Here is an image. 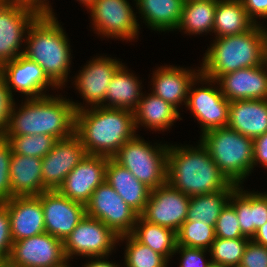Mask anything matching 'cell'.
<instances>
[{
	"instance_id": "cell-9",
	"label": "cell",
	"mask_w": 267,
	"mask_h": 267,
	"mask_svg": "<svg viewBox=\"0 0 267 267\" xmlns=\"http://www.w3.org/2000/svg\"><path fill=\"white\" fill-rule=\"evenodd\" d=\"M119 236L102 221L85 216L63 241L67 261L76 256H109L118 243Z\"/></svg>"
},
{
	"instance_id": "cell-47",
	"label": "cell",
	"mask_w": 267,
	"mask_h": 267,
	"mask_svg": "<svg viewBox=\"0 0 267 267\" xmlns=\"http://www.w3.org/2000/svg\"><path fill=\"white\" fill-rule=\"evenodd\" d=\"M106 256H98V257H91V261H89L88 263H86V265L84 264V267H119V265H117L116 263H110L109 261L105 260ZM94 260H93V259ZM104 259V260H102Z\"/></svg>"
},
{
	"instance_id": "cell-42",
	"label": "cell",
	"mask_w": 267,
	"mask_h": 267,
	"mask_svg": "<svg viewBox=\"0 0 267 267\" xmlns=\"http://www.w3.org/2000/svg\"><path fill=\"white\" fill-rule=\"evenodd\" d=\"M14 95L10 93L4 76L0 72V136L3 135L7 128L9 115L15 103Z\"/></svg>"
},
{
	"instance_id": "cell-21",
	"label": "cell",
	"mask_w": 267,
	"mask_h": 267,
	"mask_svg": "<svg viewBox=\"0 0 267 267\" xmlns=\"http://www.w3.org/2000/svg\"><path fill=\"white\" fill-rule=\"evenodd\" d=\"M2 203L10 217L13 242L46 232L42 204L38 196H15Z\"/></svg>"
},
{
	"instance_id": "cell-16",
	"label": "cell",
	"mask_w": 267,
	"mask_h": 267,
	"mask_svg": "<svg viewBox=\"0 0 267 267\" xmlns=\"http://www.w3.org/2000/svg\"><path fill=\"white\" fill-rule=\"evenodd\" d=\"M87 152L80 138L57 140L52 150L42 158V179L45 190H58L66 176L85 158Z\"/></svg>"
},
{
	"instance_id": "cell-33",
	"label": "cell",
	"mask_w": 267,
	"mask_h": 267,
	"mask_svg": "<svg viewBox=\"0 0 267 267\" xmlns=\"http://www.w3.org/2000/svg\"><path fill=\"white\" fill-rule=\"evenodd\" d=\"M217 1H184L181 20L177 29L185 30V33L189 35L213 32Z\"/></svg>"
},
{
	"instance_id": "cell-20",
	"label": "cell",
	"mask_w": 267,
	"mask_h": 267,
	"mask_svg": "<svg viewBox=\"0 0 267 267\" xmlns=\"http://www.w3.org/2000/svg\"><path fill=\"white\" fill-rule=\"evenodd\" d=\"M216 83L224 97L229 101L267 99V68L265 64L257 67L239 69L219 76Z\"/></svg>"
},
{
	"instance_id": "cell-40",
	"label": "cell",
	"mask_w": 267,
	"mask_h": 267,
	"mask_svg": "<svg viewBox=\"0 0 267 267\" xmlns=\"http://www.w3.org/2000/svg\"><path fill=\"white\" fill-rule=\"evenodd\" d=\"M10 217L6 206L0 202V264L8 263L12 250Z\"/></svg>"
},
{
	"instance_id": "cell-6",
	"label": "cell",
	"mask_w": 267,
	"mask_h": 267,
	"mask_svg": "<svg viewBox=\"0 0 267 267\" xmlns=\"http://www.w3.org/2000/svg\"><path fill=\"white\" fill-rule=\"evenodd\" d=\"M200 142L226 178L242 186L254 168L253 139L228 127L201 134Z\"/></svg>"
},
{
	"instance_id": "cell-24",
	"label": "cell",
	"mask_w": 267,
	"mask_h": 267,
	"mask_svg": "<svg viewBox=\"0 0 267 267\" xmlns=\"http://www.w3.org/2000/svg\"><path fill=\"white\" fill-rule=\"evenodd\" d=\"M227 127L252 139L265 134L267 99L231 101Z\"/></svg>"
},
{
	"instance_id": "cell-46",
	"label": "cell",
	"mask_w": 267,
	"mask_h": 267,
	"mask_svg": "<svg viewBox=\"0 0 267 267\" xmlns=\"http://www.w3.org/2000/svg\"><path fill=\"white\" fill-rule=\"evenodd\" d=\"M21 5L31 8L39 15H53L52 7L47 0H16ZM51 7V8H50Z\"/></svg>"
},
{
	"instance_id": "cell-31",
	"label": "cell",
	"mask_w": 267,
	"mask_h": 267,
	"mask_svg": "<svg viewBox=\"0 0 267 267\" xmlns=\"http://www.w3.org/2000/svg\"><path fill=\"white\" fill-rule=\"evenodd\" d=\"M132 235L142 244L164 256L168 261L177 248V233L172 229L152 224L138 216Z\"/></svg>"
},
{
	"instance_id": "cell-28",
	"label": "cell",
	"mask_w": 267,
	"mask_h": 267,
	"mask_svg": "<svg viewBox=\"0 0 267 267\" xmlns=\"http://www.w3.org/2000/svg\"><path fill=\"white\" fill-rule=\"evenodd\" d=\"M121 65L107 86L103 107L134 111L141 100V84L133 73ZM109 102V103H107Z\"/></svg>"
},
{
	"instance_id": "cell-41",
	"label": "cell",
	"mask_w": 267,
	"mask_h": 267,
	"mask_svg": "<svg viewBox=\"0 0 267 267\" xmlns=\"http://www.w3.org/2000/svg\"><path fill=\"white\" fill-rule=\"evenodd\" d=\"M241 267H267V247L249 240L242 260Z\"/></svg>"
},
{
	"instance_id": "cell-50",
	"label": "cell",
	"mask_w": 267,
	"mask_h": 267,
	"mask_svg": "<svg viewBox=\"0 0 267 267\" xmlns=\"http://www.w3.org/2000/svg\"><path fill=\"white\" fill-rule=\"evenodd\" d=\"M264 64L267 68V42H266V46H265V52H264Z\"/></svg>"
},
{
	"instance_id": "cell-1",
	"label": "cell",
	"mask_w": 267,
	"mask_h": 267,
	"mask_svg": "<svg viewBox=\"0 0 267 267\" xmlns=\"http://www.w3.org/2000/svg\"><path fill=\"white\" fill-rule=\"evenodd\" d=\"M75 113V134L80 138L88 155L113 158L119 149L134 138L136 127L130 110L87 108L72 101Z\"/></svg>"
},
{
	"instance_id": "cell-29",
	"label": "cell",
	"mask_w": 267,
	"mask_h": 267,
	"mask_svg": "<svg viewBox=\"0 0 267 267\" xmlns=\"http://www.w3.org/2000/svg\"><path fill=\"white\" fill-rule=\"evenodd\" d=\"M146 25L157 31H173L179 26L184 0H134Z\"/></svg>"
},
{
	"instance_id": "cell-43",
	"label": "cell",
	"mask_w": 267,
	"mask_h": 267,
	"mask_svg": "<svg viewBox=\"0 0 267 267\" xmlns=\"http://www.w3.org/2000/svg\"><path fill=\"white\" fill-rule=\"evenodd\" d=\"M206 251L208 250L177 246L175 253L181 254L179 267H207L211 261L204 258Z\"/></svg>"
},
{
	"instance_id": "cell-51",
	"label": "cell",
	"mask_w": 267,
	"mask_h": 267,
	"mask_svg": "<svg viewBox=\"0 0 267 267\" xmlns=\"http://www.w3.org/2000/svg\"><path fill=\"white\" fill-rule=\"evenodd\" d=\"M207 267H227V266H223L221 264H216V263L210 262V264Z\"/></svg>"
},
{
	"instance_id": "cell-14",
	"label": "cell",
	"mask_w": 267,
	"mask_h": 267,
	"mask_svg": "<svg viewBox=\"0 0 267 267\" xmlns=\"http://www.w3.org/2000/svg\"><path fill=\"white\" fill-rule=\"evenodd\" d=\"M190 197L168 182L151 190L143 213L149 223L172 229L176 233L186 221Z\"/></svg>"
},
{
	"instance_id": "cell-26",
	"label": "cell",
	"mask_w": 267,
	"mask_h": 267,
	"mask_svg": "<svg viewBox=\"0 0 267 267\" xmlns=\"http://www.w3.org/2000/svg\"><path fill=\"white\" fill-rule=\"evenodd\" d=\"M11 198L38 196L46 191L42 179V158L12 153L10 162Z\"/></svg>"
},
{
	"instance_id": "cell-17",
	"label": "cell",
	"mask_w": 267,
	"mask_h": 267,
	"mask_svg": "<svg viewBox=\"0 0 267 267\" xmlns=\"http://www.w3.org/2000/svg\"><path fill=\"white\" fill-rule=\"evenodd\" d=\"M108 157L86 155L66 176L58 191L72 201L86 205L94 190L105 181Z\"/></svg>"
},
{
	"instance_id": "cell-23",
	"label": "cell",
	"mask_w": 267,
	"mask_h": 267,
	"mask_svg": "<svg viewBox=\"0 0 267 267\" xmlns=\"http://www.w3.org/2000/svg\"><path fill=\"white\" fill-rule=\"evenodd\" d=\"M240 185L232 192L229 203L234 207L242 235L252 239L259 227L267 222L266 192L243 191Z\"/></svg>"
},
{
	"instance_id": "cell-10",
	"label": "cell",
	"mask_w": 267,
	"mask_h": 267,
	"mask_svg": "<svg viewBox=\"0 0 267 267\" xmlns=\"http://www.w3.org/2000/svg\"><path fill=\"white\" fill-rule=\"evenodd\" d=\"M85 209L118 236L132 234L139 216L106 181L94 190Z\"/></svg>"
},
{
	"instance_id": "cell-3",
	"label": "cell",
	"mask_w": 267,
	"mask_h": 267,
	"mask_svg": "<svg viewBox=\"0 0 267 267\" xmlns=\"http://www.w3.org/2000/svg\"><path fill=\"white\" fill-rule=\"evenodd\" d=\"M167 182L189 197L225 190L232 184L201 142L196 148L168 147Z\"/></svg>"
},
{
	"instance_id": "cell-36",
	"label": "cell",
	"mask_w": 267,
	"mask_h": 267,
	"mask_svg": "<svg viewBox=\"0 0 267 267\" xmlns=\"http://www.w3.org/2000/svg\"><path fill=\"white\" fill-rule=\"evenodd\" d=\"M249 240L248 238L224 239L216 237L208 249L212 257L210 261L227 267L239 266Z\"/></svg>"
},
{
	"instance_id": "cell-27",
	"label": "cell",
	"mask_w": 267,
	"mask_h": 267,
	"mask_svg": "<svg viewBox=\"0 0 267 267\" xmlns=\"http://www.w3.org/2000/svg\"><path fill=\"white\" fill-rule=\"evenodd\" d=\"M143 96L144 94L133 111L136 130L141 124L154 131H164L171 128L175 120L179 119L178 109L164 99L153 93Z\"/></svg>"
},
{
	"instance_id": "cell-39",
	"label": "cell",
	"mask_w": 267,
	"mask_h": 267,
	"mask_svg": "<svg viewBox=\"0 0 267 267\" xmlns=\"http://www.w3.org/2000/svg\"><path fill=\"white\" fill-rule=\"evenodd\" d=\"M12 146L0 136V202L11 199L10 162Z\"/></svg>"
},
{
	"instance_id": "cell-54",
	"label": "cell",
	"mask_w": 267,
	"mask_h": 267,
	"mask_svg": "<svg viewBox=\"0 0 267 267\" xmlns=\"http://www.w3.org/2000/svg\"><path fill=\"white\" fill-rule=\"evenodd\" d=\"M16 0H0V2H14Z\"/></svg>"
},
{
	"instance_id": "cell-18",
	"label": "cell",
	"mask_w": 267,
	"mask_h": 267,
	"mask_svg": "<svg viewBox=\"0 0 267 267\" xmlns=\"http://www.w3.org/2000/svg\"><path fill=\"white\" fill-rule=\"evenodd\" d=\"M0 72L11 94L12 90H16L27 98H39L46 96L44 90L47 89L45 88L49 86L58 88L47 77L40 65L24 55L3 63L0 66Z\"/></svg>"
},
{
	"instance_id": "cell-53",
	"label": "cell",
	"mask_w": 267,
	"mask_h": 267,
	"mask_svg": "<svg viewBox=\"0 0 267 267\" xmlns=\"http://www.w3.org/2000/svg\"><path fill=\"white\" fill-rule=\"evenodd\" d=\"M68 261H66L63 265L59 266V267H70V265L67 264Z\"/></svg>"
},
{
	"instance_id": "cell-35",
	"label": "cell",
	"mask_w": 267,
	"mask_h": 267,
	"mask_svg": "<svg viewBox=\"0 0 267 267\" xmlns=\"http://www.w3.org/2000/svg\"><path fill=\"white\" fill-rule=\"evenodd\" d=\"M215 238L214 226L186 220L177 232V246L208 250Z\"/></svg>"
},
{
	"instance_id": "cell-5",
	"label": "cell",
	"mask_w": 267,
	"mask_h": 267,
	"mask_svg": "<svg viewBox=\"0 0 267 267\" xmlns=\"http://www.w3.org/2000/svg\"><path fill=\"white\" fill-rule=\"evenodd\" d=\"M25 37L28 46L23 55L40 65L58 89L64 86L70 72L71 49L55 15H39Z\"/></svg>"
},
{
	"instance_id": "cell-32",
	"label": "cell",
	"mask_w": 267,
	"mask_h": 267,
	"mask_svg": "<svg viewBox=\"0 0 267 267\" xmlns=\"http://www.w3.org/2000/svg\"><path fill=\"white\" fill-rule=\"evenodd\" d=\"M237 185L232 183L227 189L210 194L191 196L186 220L201 221L215 227L222 209L229 202Z\"/></svg>"
},
{
	"instance_id": "cell-15",
	"label": "cell",
	"mask_w": 267,
	"mask_h": 267,
	"mask_svg": "<svg viewBox=\"0 0 267 267\" xmlns=\"http://www.w3.org/2000/svg\"><path fill=\"white\" fill-rule=\"evenodd\" d=\"M43 209L45 231L64 241L85 216V205L72 201L58 190L38 195Z\"/></svg>"
},
{
	"instance_id": "cell-25",
	"label": "cell",
	"mask_w": 267,
	"mask_h": 267,
	"mask_svg": "<svg viewBox=\"0 0 267 267\" xmlns=\"http://www.w3.org/2000/svg\"><path fill=\"white\" fill-rule=\"evenodd\" d=\"M105 181L139 216L143 213L151 189L135 178L128 169L122 167L113 158L108 159Z\"/></svg>"
},
{
	"instance_id": "cell-19",
	"label": "cell",
	"mask_w": 267,
	"mask_h": 267,
	"mask_svg": "<svg viewBox=\"0 0 267 267\" xmlns=\"http://www.w3.org/2000/svg\"><path fill=\"white\" fill-rule=\"evenodd\" d=\"M120 61L110 57L98 56L93 58L75 76L76 89L82 98L91 107L103 106L106 96L107 86L122 65Z\"/></svg>"
},
{
	"instance_id": "cell-44",
	"label": "cell",
	"mask_w": 267,
	"mask_h": 267,
	"mask_svg": "<svg viewBox=\"0 0 267 267\" xmlns=\"http://www.w3.org/2000/svg\"><path fill=\"white\" fill-rule=\"evenodd\" d=\"M241 2L255 24H258L256 18H267V0H241Z\"/></svg>"
},
{
	"instance_id": "cell-34",
	"label": "cell",
	"mask_w": 267,
	"mask_h": 267,
	"mask_svg": "<svg viewBox=\"0 0 267 267\" xmlns=\"http://www.w3.org/2000/svg\"><path fill=\"white\" fill-rule=\"evenodd\" d=\"M126 241V267H167L169 261L161 254L140 243L132 234L119 236L118 241Z\"/></svg>"
},
{
	"instance_id": "cell-12",
	"label": "cell",
	"mask_w": 267,
	"mask_h": 267,
	"mask_svg": "<svg viewBox=\"0 0 267 267\" xmlns=\"http://www.w3.org/2000/svg\"><path fill=\"white\" fill-rule=\"evenodd\" d=\"M66 261L63 241L44 232L13 242L8 263L12 267H59Z\"/></svg>"
},
{
	"instance_id": "cell-7",
	"label": "cell",
	"mask_w": 267,
	"mask_h": 267,
	"mask_svg": "<svg viewBox=\"0 0 267 267\" xmlns=\"http://www.w3.org/2000/svg\"><path fill=\"white\" fill-rule=\"evenodd\" d=\"M168 147L167 144L152 146L137 134L119 149L113 159L153 190L167 182Z\"/></svg>"
},
{
	"instance_id": "cell-38",
	"label": "cell",
	"mask_w": 267,
	"mask_h": 267,
	"mask_svg": "<svg viewBox=\"0 0 267 267\" xmlns=\"http://www.w3.org/2000/svg\"><path fill=\"white\" fill-rule=\"evenodd\" d=\"M215 236L224 239L246 238L242 235L234 207L228 202L222 209L216 224Z\"/></svg>"
},
{
	"instance_id": "cell-45",
	"label": "cell",
	"mask_w": 267,
	"mask_h": 267,
	"mask_svg": "<svg viewBox=\"0 0 267 267\" xmlns=\"http://www.w3.org/2000/svg\"><path fill=\"white\" fill-rule=\"evenodd\" d=\"M254 166L261 164L267 169V132L253 139Z\"/></svg>"
},
{
	"instance_id": "cell-37",
	"label": "cell",
	"mask_w": 267,
	"mask_h": 267,
	"mask_svg": "<svg viewBox=\"0 0 267 267\" xmlns=\"http://www.w3.org/2000/svg\"><path fill=\"white\" fill-rule=\"evenodd\" d=\"M2 137L10 142L14 153L37 158L45 157L57 141L47 134Z\"/></svg>"
},
{
	"instance_id": "cell-48",
	"label": "cell",
	"mask_w": 267,
	"mask_h": 267,
	"mask_svg": "<svg viewBox=\"0 0 267 267\" xmlns=\"http://www.w3.org/2000/svg\"><path fill=\"white\" fill-rule=\"evenodd\" d=\"M251 240L267 247V222L257 229L254 237Z\"/></svg>"
},
{
	"instance_id": "cell-11",
	"label": "cell",
	"mask_w": 267,
	"mask_h": 267,
	"mask_svg": "<svg viewBox=\"0 0 267 267\" xmlns=\"http://www.w3.org/2000/svg\"><path fill=\"white\" fill-rule=\"evenodd\" d=\"M89 10L95 33L123 41L138 37V19L127 0H95Z\"/></svg>"
},
{
	"instance_id": "cell-4",
	"label": "cell",
	"mask_w": 267,
	"mask_h": 267,
	"mask_svg": "<svg viewBox=\"0 0 267 267\" xmlns=\"http://www.w3.org/2000/svg\"><path fill=\"white\" fill-rule=\"evenodd\" d=\"M255 24L239 35H227L213 40L203 57L200 72L210 79L239 69L264 64L267 28Z\"/></svg>"
},
{
	"instance_id": "cell-8",
	"label": "cell",
	"mask_w": 267,
	"mask_h": 267,
	"mask_svg": "<svg viewBox=\"0 0 267 267\" xmlns=\"http://www.w3.org/2000/svg\"><path fill=\"white\" fill-rule=\"evenodd\" d=\"M198 80V81H197ZM197 82L200 84L209 83V87L192 88ZM216 80L210 79L200 73L190 84L186 107H188L193 116L201 124V131L204 134L207 131L217 128L227 127L229 122L230 102L224 97L220 88H213L212 84ZM211 85V86H210Z\"/></svg>"
},
{
	"instance_id": "cell-2",
	"label": "cell",
	"mask_w": 267,
	"mask_h": 267,
	"mask_svg": "<svg viewBox=\"0 0 267 267\" xmlns=\"http://www.w3.org/2000/svg\"><path fill=\"white\" fill-rule=\"evenodd\" d=\"M15 107L14 103L2 136L47 134L61 140L75 133L76 111L66 97L26 98L18 110Z\"/></svg>"
},
{
	"instance_id": "cell-22",
	"label": "cell",
	"mask_w": 267,
	"mask_h": 267,
	"mask_svg": "<svg viewBox=\"0 0 267 267\" xmlns=\"http://www.w3.org/2000/svg\"><path fill=\"white\" fill-rule=\"evenodd\" d=\"M196 71L180 66H161L153 73L152 93L164 99L176 109L182 102L186 105L190 84L201 73L200 68Z\"/></svg>"
},
{
	"instance_id": "cell-13",
	"label": "cell",
	"mask_w": 267,
	"mask_h": 267,
	"mask_svg": "<svg viewBox=\"0 0 267 267\" xmlns=\"http://www.w3.org/2000/svg\"><path fill=\"white\" fill-rule=\"evenodd\" d=\"M38 16L36 11L17 1L0 2V66L23 55L24 49L19 48L25 42L28 28Z\"/></svg>"
},
{
	"instance_id": "cell-52",
	"label": "cell",
	"mask_w": 267,
	"mask_h": 267,
	"mask_svg": "<svg viewBox=\"0 0 267 267\" xmlns=\"http://www.w3.org/2000/svg\"><path fill=\"white\" fill-rule=\"evenodd\" d=\"M0 267H12L9 263H1Z\"/></svg>"
},
{
	"instance_id": "cell-49",
	"label": "cell",
	"mask_w": 267,
	"mask_h": 267,
	"mask_svg": "<svg viewBox=\"0 0 267 267\" xmlns=\"http://www.w3.org/2000/svg\"><path fill=\"white\" fill-rule=\"evenodd\" d=\"M78 1H80L81 4H84V6H86L87 9L95 2V0H78Z\"/></svg>"
},
{
	"instance_id": "cell-30",
	"label": "cell",
	"mask_w": 267,
	"mask_h": 267,
	"mask_svg": "<svg viewBox=\"0 0 267 267\" xmlns=\"http://www.w3.org/2000/svg\"><path fill=\"white\" fill-rule=\"evenodd\" d=\"M255 23L249 18L241 0H218L215 9L213 33L215 38L239 35L250 30Z\"/></svg>"
}]
</instances>
